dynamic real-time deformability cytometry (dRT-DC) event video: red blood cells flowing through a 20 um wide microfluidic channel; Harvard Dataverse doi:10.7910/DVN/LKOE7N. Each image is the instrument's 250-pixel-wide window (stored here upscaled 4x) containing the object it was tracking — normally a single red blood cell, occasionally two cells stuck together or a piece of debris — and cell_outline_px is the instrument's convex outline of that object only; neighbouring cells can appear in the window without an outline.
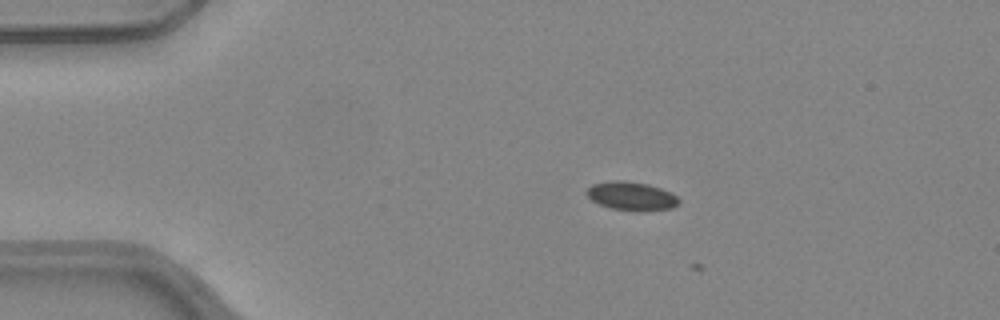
{"species": "common noctule bat (a hibernating species)", "species_latin": "Nyctalus noctula", "temperature_condition": "warm", "stored_images_in_passage": 3, "camera_frame_rate_fps": 3000, "um_per_image_px": 0.085, "animal": {"sex": "female", "body_mass_g": 24.6, "forearm_length_mm": 56.2}, "frame": {"image": 1, "passage_image": 2, "time_ms": 0.333, "image_size_px": [1000, 320], "cell_outline_px": [[680, 204], [672, 208], [644, 212], [636, 212], [612, 208], [600, 204], [592, 200], [584, 192], [592, 184], [612, 180], [624, 180], [648, 184], [672, 192], [680, 200]], "centroid_in_image_um": [53.7, 16.67], "position_along_channel_um": 31.3, "area_um2": 15.66}}